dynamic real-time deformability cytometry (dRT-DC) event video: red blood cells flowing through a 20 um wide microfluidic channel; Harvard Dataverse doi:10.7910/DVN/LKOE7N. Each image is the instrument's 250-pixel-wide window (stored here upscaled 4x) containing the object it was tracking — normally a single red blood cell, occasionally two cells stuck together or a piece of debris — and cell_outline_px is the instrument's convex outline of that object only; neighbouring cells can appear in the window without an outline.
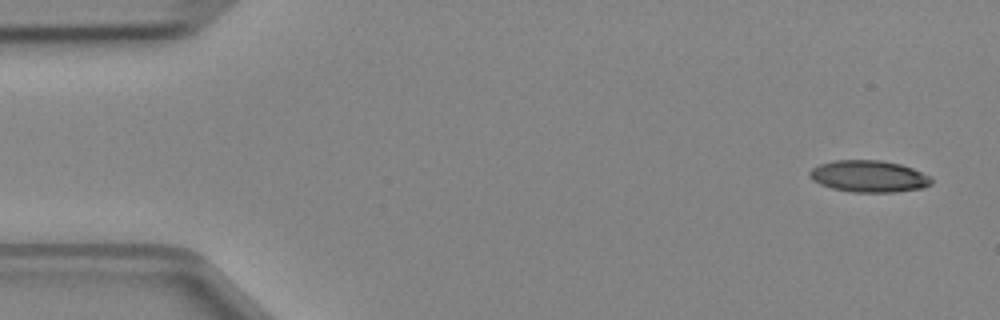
{"species": "Egyptian fruit bat (a non-hibernating species)", "species_latin": "Rousettus aegyptiacus", "temperature_condition": "cold", "stored_images_in_passage": 3, "camera_frame_rate_fps": 3000, "um_per_image_px": 0.085, "animal": {"sex": "female"}, "frame": {"image": 1, "passage_image": 1, "time_ms": 0.0, "image_size_px": [1000, 320], "cell_outline_px": [[932, 184], [924, 188], [896, 192], [852, 192], [832, 188], [820, 184], [812, 180], [808, 176], [808, 172], [812, 168], [820, 164], [832, 160], [880, 160], [900, 164], [912, 168], [932, 176]], "centroid_in_image_um": [73.86, 14.99], "position_along_channel_um": 11.1, "area_um2": 22.77}}